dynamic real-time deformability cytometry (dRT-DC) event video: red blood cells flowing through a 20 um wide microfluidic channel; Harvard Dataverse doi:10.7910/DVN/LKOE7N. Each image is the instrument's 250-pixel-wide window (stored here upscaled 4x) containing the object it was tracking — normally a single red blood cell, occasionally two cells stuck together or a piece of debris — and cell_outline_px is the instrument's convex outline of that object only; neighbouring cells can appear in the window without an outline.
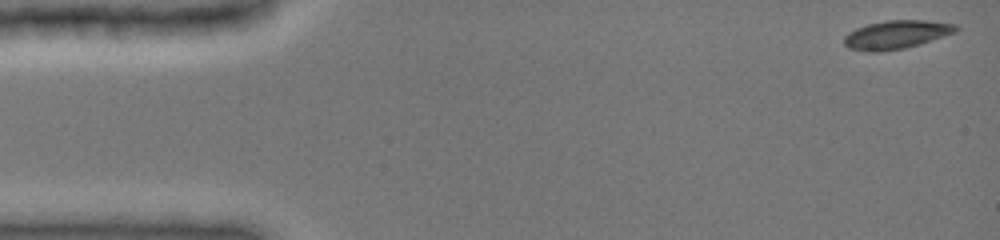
{"species": "common noctule bat (a hibernating species)", "species_latin": "Nyctalus noctula", "temperature_condition": "cold", "stored_images_in_passage": 68, "camera_frame_rate_fps": 3000, "um_per_image_px": 0.085, "animal": {"sex": "female", "body_mass_g": 19.0, "forearm_length_mm": 51.5}, "frame": {"image": 1, "passage_image": 1, "time_ms": 0.0, "image_size_px": [1000, 240], "cell_outline_px": [[960, 28], [956, 32], [920, 44], [904, 48], [876, 52], [868, 52], [848, 48], [844, 44], [844, 36], [848, 32], [856, 28], [868, 24], [888, 20], [928, 20], [956, 24]], "centroid_in_image_um": [76.19, 2.94], "position_along_channel_um": 8.8, "area_um2": 18.61}}
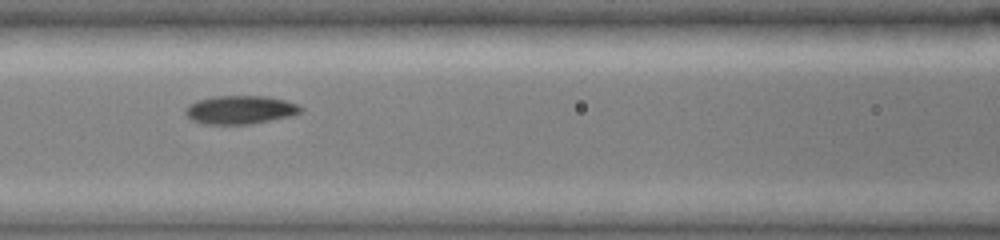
{"frame": {"image": 2, "passage_image": 30, "time_ms": 6.333, "image_size_px": [1000, 240], "cell_outline_px": [[304, 112], [292, 116], [248, 124], [204, 124], [192, 120], [184, 112], [184, 108], [188, 104], [196, 100], [212, 96], [268, 96], [284, 100], [296, 104], [304, 108]], "centroid_in_image_um": [20.41, 9.32], "position_along_channel_um": 146.2, "area_um2": 19.31}}
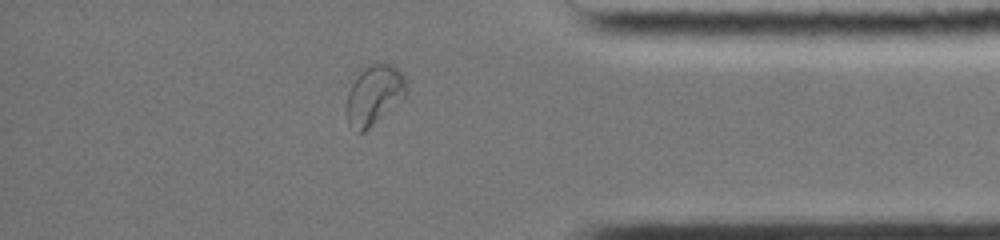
{"frame": {"image": 3, "passage_image": 59, "time_ms": 13.0, "image_size_px": [1000, 240], "cell_outline_px": [[408, 96], [404, 100], [364, 132], [356, 132], [348, 124], [344, 108], [348, 92], [352, 84], [360, 72], [372, 64], [388, 64], [396, 68], [404, 76], [408, 84]], "centroid_in_image_um": [31.82, 8.13], "position_along_channel_um": 403.4, "area_um2": 21.21}, "authors_computed_cell_mechanics": {"area_um2": 18.785, "velocity_mm_per_s": 4.0096, "shape_relaxation_time_tau1_ms": 6.6405, "shape_relaxation_time_tau2_ms": null, "deformation_change_tau1": 0.1531, "deformation_change_tau2": null}}